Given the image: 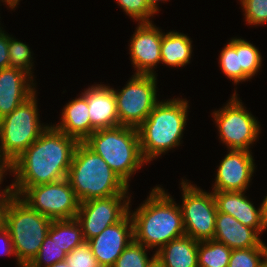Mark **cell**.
Returning <instances> with one entry per match:
<instances>
[{
	"mask_svg": "<svg viewBox=\"0 0 267 267\" xmlns=\"http://www.w3.org/2000/svg\"><path fill=\"white\" fill-rule=\"evenodd\" d=\"M232 249L214 239L199 241L198 267H228Z\"/></svg>",
	"mask_w": 267,
	"mask_h": 267,
	"instance_id": "cb8c5ba5",
	"label": "cell"
},
{
	"mask_svg": "<svg viewBox=\"0 0 267 267\" xmlns=\"http://www.w3.org/2000/svg\"><path fill=\"white\" fill-rule=\"evenodd\" d=\"M3 2H5V4H7L11 9H14L20 0H2Z\"/></svg>",
	"mask_w": 267,
	"mask_h": 267,
	"instance_id": "ab89813d",
	"label": "cell"
},
{
	"mask_svg": "<svg viewBox=\"0 0 267 267\" xmlns=\"http://www.w3.org/2000/svg\"><path fill=\"white\" fill-rule=\"evenodd\" d=\"M10 168V165L2 158L0 154V173L6 172Z\"/></svg>",
	"mask_w": 267,
	"mask_h": 267,
	"instance_id": "f35d334b",
	"label": "cell"
},
{
	"mask_svg": "<svg viewBox=\"0 0 267 267\" xmlns=\"http://www.w3.org/2000/svg\"><path fill=\"white\" fill-rule=\"evenodd\" d=\"M84 143L109 165L127 185L136 170L147 163L141 154L137 128L116 126L95 130Z\"/></svg>",
	"mask_w": 267,
	"mask_h": 267,
	"instance_id": "5b68a950",
	"label": "cell"
},
{
	"mask_svg": "<svg viewBox=\"0 0 267 267\" xmlns=\"http://www.w3.org/2000/svg\"><path fill=\"white\" fill-rule=\"evenodd\" d=\"M244 195L243 191H213L218 212L233 216L260 234L266 230L261 218V208L256 209Z\"/></svg>",
	"mask_w": 267,
	"mask_h": 267,
	"instance_id": "d6986e66",
	"label": "cell"
},
{
	"mask_svg": "<svg viewBox=\"0 0 267 267\" xmlns=\"http://www.w3.org/2000/svg\"><path fill=\"white\" fill-rule=\"evenodd\" d=\"M8 53L9 67L17 68L28 73L31 77L32 73V55L28 45L21 41H17L8 35ZM31 60V61H30Z\"/></svg>",
	"mask_w": 267,
	"mask_h": 267,
	"instance_id": "f546056e",
	"label": "cell"
},
{
	"mask_svg": "<svg viewBox=\"0 0 267 267\" xmlns=\"http://www.w3.org/2000/svg\"><path fill=\"white\" fill-rule=\"evenodd\" d=\"M69 267H100L87 241L73 248L65 257Z\"/></svg>",
	"mask_w": 267,
	"mask_h": 267,
	"instance_id": "4dcf8cb0",
	"label": "cell"
},
{
	"mask_svg": "<svg viewBox=\"0 0 267 267\" xmlns=\"http://www.w3.org/2000/svg\"><path fill=\"white\" fill-rule=\"evenodd\" d=\"M67 179L80 202L128 193L129 185L84 142L76 146Z\"/></svg>",
	"mask_w": 267,
	"mask_h": 267,
	"instance_id": "277c9868",
	"label": "cell"
},
{
	"mask_svg": "<svg viewBox=\"0 0 267 267\" xmlns=\"http://www.w3.org/2000/svg\"><path fill=\"white\" fill-rule=\"evenodd\" d=\"M84 91L82 95L87 99L91 125L96 130L120 126L112 87L97 84Z\"/></svg>",
	"mask_w": 267,
	"mask_h": 267,
	"instance_id": "e0dca14e",
	"label": "cell"
},
{
	"mask_svg": "<svg viewBox=\"0 0 267 267\" xmlns=\"http://www.w3.org/2000/svg\"><path fill=\"white\" fill-rule=\"evenodd\" d=\"M119 6L132 19L140 22H151L149 17L155 12L150 8L146 0H116Z\"/></svg>",
	"mask_w": 267,
	"mask_h": 267,
	"instance_id": "d6a6232c",
	"label": "cell"
},
{
	"mask_svg": "<svg viewBox=\"0 0 267 267\" xmlns=\"http://www.w3.org/2000/svg\"><path fill=\"white\" fill-rule=\"evenodd\" d=\"M48 267H69L68 264L64 261H60L57 263L52 264L51 266Z\"/></svg>",
	"mask_w": 267,
	"mask_h": 267,
	"instance_id": "60d3db41",
	"label": "cell"
},
{
	"mask_svg": "<svg viewBox=\"0 0 267 267\" xmlns=\"http://www.w3.org/2000/svg\"><path fill=\"white\" fill-rule=\"evenodd\" d=\"M35 95L0 119V154L9 165L48 128L39 121Z\"/></svg>",
	"mask_w": 267,
	"mask_h": 267,
	"instance_id": "52a82bcc",
	"label": "cell"
},
{
	"mask_svg": "<svg viewBox=\"0 0 267 267\" xmlns=\"http://www.w3.org/2000/svg\"><path fill=\"white\" fill-rule=\"evenodd\" d=\"M181 208L185 234L197 241L211 240L215 234L217 207L212 193L182 181Z\"/></svg>",
	"mask_w": 267,
	"mask_h": 267,
	"instance_id": "8fae6325",
	"label": "cell"
},
{
	"mask_svg": "<svg viewBox=\"0 0 267 267\" xmlns=\"http://www.w3.org/2000/svg\"><path fill=\"white\" fill-rule=\"evenodd\" d=\"M260 267H267V259L263 262V264Z\"/></svg>",
	"mask_w": 267,
	"mask_h": 267,
	"instance_id": "7bdbcfd3",
	"label": "cell"
},
{
	"mask_svg": "<svg viewBox=\"0 0 267 267\" xmlns=\"http://www.w3.org/2000/svg\"><path fill=\"white\" fill-rule=\"evenodd\" d=\"M245 20L250 25L267 23V0H240Z\"/></svg>",
	"mask_w": 267,
	"mask_h": 267,
	"instance_id": "1f68e13d",
	"label": "cell"
},
{
	"mask_svg": "<svg viewBox=\"0 0 267 267\" xmlns=\"http://www.w3.org/2000/svg\"><path fill=\"white\" fill-rule=\"evenodd\" d=\"M237 98L236 91L225 107L214 111V120L220 134L221 141L228 150L246 151L257 140L260 125L256 118L245 109Z\"/></svg>",
	"mask_w": 267,
	"mask_h": 267,
	"instance_id": "30bf717a",
	"label": "cell"
},
{
	"mask_svg": "<svg viewBox=\"0 0 267 267\" xmlns=\"http://www.w3.org/2000/svg\"><path fill=\"white\" fill-rule=\"evenodd\" d=\"M9 67L8 35L0 29V70Z\"/></svg>",
	"mask_w": 267,
	"mask_h": 267,
	"instance_id": "e575fe53",
	"label": "cell"
},
{
	"mask_svg": "<svg viewBox=\"0 0 267 267\" xmlns=\"http://www.w3.org/2000/svg\"><path fill=\"white\" fill-rule=\"evenodd\" d=\"M192 41L185 34L170 31L162 35L161 62L172 67H182L190 63Z\"/></svg>",
	"mask_w": 267,
	"mask_h": 267,
	"instance_id": "7402d4cb",
	"label": "cell"
},
{
	"mask_svg": "<svg viewBox=\"0 0 267 267\" xmlns=\"http://www.w3.org/2000/svg\"><path fill=\"white\" fill-rule=\"evenodd\" d=\"M163 1V0H146V2L148 3V5L150 6V8L156 13L159 11L158 9V2ZM167 1V0H164Z\"/></svg>",
	"mask_w": 267,
	"mask_h": 267,
	"instance_id": "74e56055",
	"label": "cell"
},
{
	"mask_svg": "<svg viewBox=\"0 0 267 267\" xmlns=\"http://www.w3.org/2000/svg\"><path fill=\"white\" fill-rule=\"evenodd\" d=\"M198 243L184 235L158 249L156 260L163 267H198Z\"/></svg>",
	"mask_w": 267,
	"mask_h": 267,
	"instance_id": "44dd1931",
	"label": "cell"
},
{
	"mask_svg": "<svg viewBox=\"0 0 267 267\" xmlns=\"http://www.w3.org/2000/svg\"><path fill=\"white\" fill-rule=\"evenodd\" d=\"M155 75H132L121 91L113 89L119 124L138 128L160 102Z\"/></svg>",
	"mask_w": 267,
	"mask_h": 267,
	"instance_id": "ba28073f",
	"label": "cell"
},
{
	"mask_svg": "<svg viewBox=\"0 0 267 267\" xmlns=\"http://www.w3.org/2000/svg\"><path fill=\"white\" fill-rule=\"evenodd\" d=\"M146 251L147 248L144 245L133 239L118 257L113 267H149L156 259V255L154 254L149 259Z\"/></svg>",
	"mask_w": 267,
	"mask_h": 267,
	"instance_id": "484cf974",
	"label": "cell"
},
{
	"mask_svg": "<svg viewBox=\"0 0 267 267\" xmlns=\"http://www.w3.org/2000/svg\"><path fill=\"white\" fill-rule=\"evenodd\" d=\"M261 218L264 227L267 229V196L264 198L263 202L261 203Z\"/></svg>",
	"mask_w": 267,
	"mask_h": 267,
	"instance_id": "8d00e7d4",
	"label": "cell"
},
{
	"mask_svg": "<svg viewBox=\"0 0 267 267\" xmlns=\"http://www.w3.org/2000/svg\"><path fill=\"white\" fill-rule=\"evenodd\" d=\"M19 197L31 209L51 220L76 218L80 206V201L67 178L27 187Z\"/></svg>",
	"mask_w": 267,
	"mask_h": 267,
	"instance_id": "9c48e42d",
	"label": "cell"
},
{
	"mask_svg": "<svg viewBox=\"0 0 267 267\" xmlns=\"http://www.w3.org/2000/svg\"><path fill=\"white\" fill-rule=\"evenodd\" d=\"M133 239V221L129 211L120 222L108 226L87 242L100 267H113Z\"/></svg>",
	"mask_w": 267,
	"mask_h": 267,
	"instance_id": "4fadbf2b",
	"label": "cell"
},
{
	"mask_svg": "<svg viewBox=\"0 0 267 267\" xmlns=\"http://www.w3.org/2000/svg\"><path fill=\"white\" fill-rule=\"evenodd\" d=\"M262 257L263 260H261ZM267 259V247L232 250L228 267H260Z\"/></svg>",
	"mask_w": 267,
	"mask_h": 267,
	"instance_id": "83f0119b",
	"label": "cell"
},
{
	"mask_svg": "<svg viewBox=\"0 0 267 267\" xmlns=\"http://www.w3.org/2000/svg\"><path fill=\"white\" fill-rule=\"evenodd\" d=\"M151 22H140L130 42V58L135 75H156L153 67L161 62V43L164 34ZM161 31V32H160Z\"/></svg>",
	"mask_w": 267,
	"mask_h": 267,
	"instance_id": "5bb4252c",
	"label": "cell"
},
{
	"mask_svg": "<svg viewBox=\"0 0 267 267\" xmlns=\"http://www.w3.org/2000/svg\"><path fill=\"white\" fill-rule=\"evenodd\" d=\"M223 73L237 84L242 81V67L240 60V39L233 38L222 49L219 56Z\"/></svg>",
	"mask_w": 267,
	"mask_h": 267,
	"instance_id": "d4e9b609",
	"label": "cell"
},
{
	"mask_svg": "<svg viewBox=\"0 0 267 267\" xmlns=\"http://www.w3.org/2000/svg\"><path fill=\"white\" fill-rule=\"evenodd\" d=\"M51 239L68 254L73 248L85 242L82 227L76 218L53 220L48 231Z\"/></svg>",
	"mask_w": 267,
	"mask_h": 267,
	"instance_id": "603a6c76",
	"label": "cell"
},
{
	"mask_svg": "<svg viewBox=\"0 0 267 267\" xmlns=\"http://www.w3.org/2000/svg\"><path fill=\"white\" fill-rule=\"evenodd\" d=\"M188 102L171 99L159 102L137 128L140 150L146 162L180 145L187 118Z\"/></svg>",
	"mask_w": 267,
	"mask_h": 267,
	"instance_id": "3957f363",
	"label": "cell"
},
{
	"mask_svg": "<svg viewBox=\"0 0 267 267\" xmlns=\"http://www.w3.org/2000/svg\"><path fill=\"white\" fill-rule=\"evenodd\" d=\"M78 143L54 126H48L10 164L9 170L16 176L11 185L14 195L19 196L27 187L66 179Z\"/></svg>",
	"mask_w": 267,
	"mask_h": 267,
	"instance_id": "6da1fadb",
	"label": "cell"
},
{
	"mask_svg": "<svg viewBox=\"0 0 267 267\" xmlns=\"http://www.w3.org/2000/svg\"><path fill=\"white\" fill-rule=\"evenodd\" d=\"M0 243V245H2L0 253H6V255H15L9 231L4 226L0 227Z\"/></svg>",
	"mask_w": 267,
	"mask_h": 267,
	"instance_id": "d590c367",
	"label": "cell"
},
{
	"mask_svg": "<svg viewBox=\"0 0 267 267\" xmlns=\"http://www.w3.org/2000/svg\"><path fill=\"white\" fill-rule=\"evenodd\" d=\"M32 78L17 68L6 67L0 70V119L36 92Z\"/></svg>",
	"mask_w": 267,
	"mask_h": 267,
	"instance_id": "2e32d148",
	"label": "cell"
},
{
	"mask_svg": "<svg viewBox=\"0 0 267 267\" xmlns=\"http://www.w3.org/2000/svg\"><path fill=\"white\" fill-rule=\"evenodd\" d=\"M4 173H0V184L3 181ZM0 194V227L4 225V213L9 200L14 196L12 186H7ZM3 193V194H2Z\"/></svg>",
	"mask_w": 267,
	"mask_h": 267,
	"instance_id": "836d02e7",
	"label": "cell"
},
{
	"mask_svg": "<svg viewBox=\"0 0 267 267\" xmlns=\"http://www.w3.org/2000/svg\"><path fill=\"white\" fill-rule=\"evenodd\" d=\"M67 253L56 243L55 239H51L47 235L33 261L27 267H43L51 266L54 263L64 261Z\"/></svg>",
	"mask_w": 267,
	"mask_h": 267,
	"instance_id": "f1b7e54d",
	"label": "cell"
},
{
	"mask_svg": "<svg viewBox=\"0 0 267 267\" xmlns=\"http://www.w3.org/2000/svg\"><path fill=\"white\" fill-rule=\"evenodd\" d=\"M240 60L242 67V82L251 79L260 70L262 57L258 48L240 38Z\"/></svg>",
	"mask_w": 267,
	"mask_h": 267,
	"instance_id": "4316f807",
	"label": "cell"
},
{
	"mask_svg": "<svg viewBox=\"0 0 267 267\" xmlns=\"http://www.w3.org/2000/svg\"><path fill=\"white\" fill-rule=\"evenodd\" d=\"M61 120L60 124L53 126L78 142H84L96 130L91 125L87 99L83 95L63 108Z\"/></svg>",
	"mask_w": 267,
	"mask_h": 267,
	"instance_id": "ffe728a7",
	"label": "cell"
},
{
	"mask_svg": "<svg viewBox=\"0 0 267 267\" xmlns=\"http://www.w3.org/2000/svg\"><path fill=\"white\" fill-rule=\"evenodd\" d=\"M129 198L126 194H117L80 202L76 219L82 227L84 240L88 241L108 226L120 222L129 213Z\"/></svg>",
	"mask_w": 267,
	"mask_h": 267,
	"instance_id": "7c38bea8",
	"label": "cell"
},
{
	"mask_svg": "<svg viewBox=\"0 0 267 267\" xmlns=\"http://www.w3.org/2000/svg\"><path fill=\"white\" fill-rule=\"evenodd\" d=\"M258 235L255 229L243 225L233 216L217 212L214 240L224 243L232 250L267 247Z\"/></svg>",
	"mask_w": 267,
	"mask_h": 267,
	"instance_id": "ac0fdd59",
	"label": "cell"
},
{
	"mask_svg": "<svg viewBox=\"0 0 267 267\" xmlns=\"http://www.w3.org/2000/svg\"><path fill=\"white\" fill-rule=\"evenodd\" d=\"M144 202L130 213L136 242L149 249L157 246L158 250L186 235L181 208L164 189L156 186Z\"/></svg>",
	"mask_w": 267,
	"mask_h": 267,
	"instance_id": "7a4b0ae2",
	"label": "cell"
},
{
	"mask_svg": "<svg viewBox=\"0 0 267 267\" xmlns=\"http://www.w3.org/2000/svg\"><path fill=\"white\" fill-rule=\"evenodd\" d=\"M253 161L250 152L230 150L220 162L212 190L245 192L254 173Z\"/></svg>",
	"mask_w": 267,
	"mask_h": 267,
	"instance_id": "9a60e30c",
	"label": "cell"
},
{
	"mask_svg": "<svg viewBox=\"0 0 267 267\" xmlns=\"http://www.w3.org/2000/svg\"><path fill=\"white\" fill-rule=\"evenodd\" d=\"M53 220L31 209L19 196H13L4 213L18 266L27 267L35 258Z\"/></svg>",
	"mask_w": 267,
	"mask_h": 267,
	"instance_id": "8992f818",
	"label": "cell"
},
{
	"mask_svg": "<svg viewBox=\"0 0 267 267\" xmlns=\"http://www.w3.org/2000/svg\"><path fill=\"white\" fill-rule=\"evenodd\" d=\"M149 267H163L156 259L149 265Z\"/></svg>",
	"mask_w": 267,
	"mask_h": 267,
	"instance_id": "b9f144b4",
	"label": "cell"
}]
</instances>
